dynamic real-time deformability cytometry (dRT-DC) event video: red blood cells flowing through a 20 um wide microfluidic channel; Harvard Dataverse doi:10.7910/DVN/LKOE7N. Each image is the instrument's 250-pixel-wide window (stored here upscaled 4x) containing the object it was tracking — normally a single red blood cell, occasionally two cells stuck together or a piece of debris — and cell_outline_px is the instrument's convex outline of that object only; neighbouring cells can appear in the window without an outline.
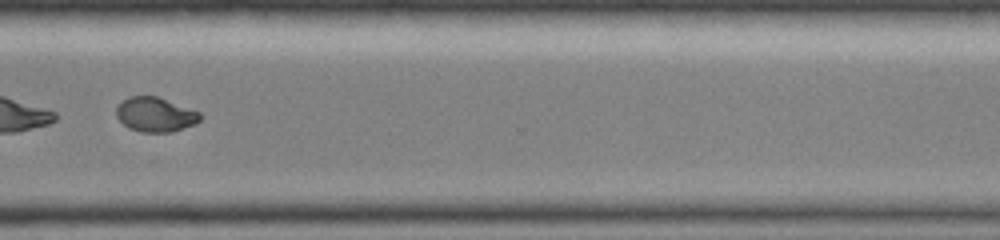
{"species": "common noctule bat (a hibernating species)", "species_latin": "Nyctalus noctula", "temperature_condition": "room temperature", "stored_images_in_passage": 31, "camera_frame_rate_fps": 3000, "um_per_image_px": 0.085, "animal": {"sex": "female", "body_mass_g": 19.0, "forearm_length_mm": 51.5}, "frame": {"image": 1, "passage_image": 22, "time_ms": 7.0, "image_size_px": [1000, 240], "cell_outline_px": [[200, 120], [196, 124], [172, 132], [140, 132], [128, 128], [116, 116], [116, 108], [128, 96], [156, 96], [200, 112]], "centroid_in_image_um": [13.2, 9.75], "position_along_channel_um": 357.4, "area_um2": 16.76}, "authors_computed_cell_mechanics": {"area_um2": 17.9758, "velocity_mm_per_s": 4.3509, "shape_relaxation_time_tau1_ms": null, "shape_relaxation_time_tau2_ms": 2.5885, "deformation_change_tau1": null, "deformation_change_tau2": 0.0416}}